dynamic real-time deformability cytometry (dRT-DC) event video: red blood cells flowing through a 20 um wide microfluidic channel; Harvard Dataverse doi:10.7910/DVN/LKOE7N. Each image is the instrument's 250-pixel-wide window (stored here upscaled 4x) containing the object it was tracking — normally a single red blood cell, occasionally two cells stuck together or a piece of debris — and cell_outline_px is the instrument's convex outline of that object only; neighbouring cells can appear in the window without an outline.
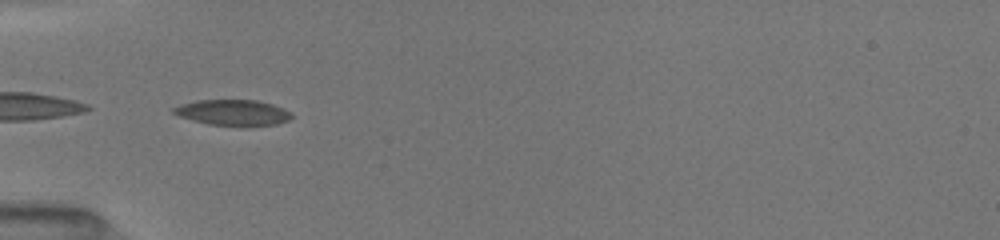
{"species": "common noctule bat (a hibernating species)", "species_latin": "Nyctalus noctula", "temperature_condition": "room temperature", "stored_images_in_passage": 25, "camera_frame_rate_fps": 3000, "um_per_image_px": 0.085, "animal": {"sex": "female", "body_mass_g": 19.5, "forearm_length_mm": 54.1}, "frame": {"image": 1, "passage_image": 1, "time_ms": 0.0, "image_size_px": [1000, 240], "cell_outline_px": [[292, 116], [288, 120], [276, 124], [248, 128], [244, 128], [208, 124], [192, 120], [180, 116], [172, 112], [172, 108], [180, 104], [196, 100], [256, 100], [272, 104], [284, 108], [292, 112]], "centroid_in_image_um": [19.83, 9.59], "position_along_channel_um": 65.2, "area_um2": 18.26}}
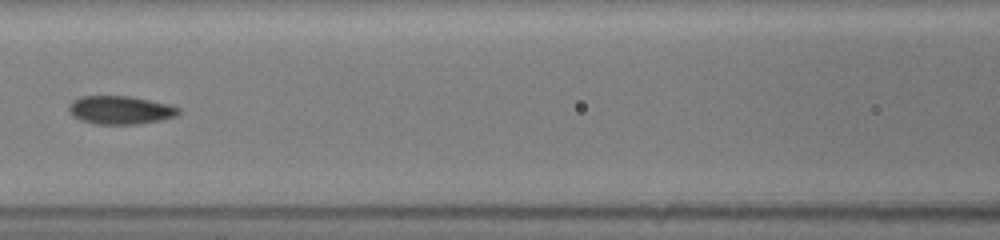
{"frame": {"image": 2, "passage_image": 6, "time_ms": 2.333, "image_size_px": [1000, 240], "cell_outline_px": [[180, 112], [176, 116], [160, 120], [136, 124], [92, 124], [80, 120], [72, 116], [68, 108], [68, 104], [72, 100], [80, 96], [128, 96], [172, 104], [180, 108]], "centroid_in_image_um": [10.21, 9.35], "position_along_channel_um": 156.4, "area_um2": 18.32}}
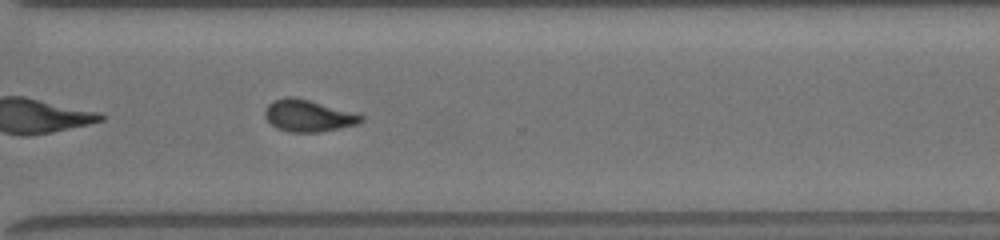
{"frame": {"image": 3, "passage_image": 18, "time_ms": 7.0, "image_size_px": [1000, 240], "cell_outline_px": [[364, 120], [356, 124], [340, 128], [316, 132], [292, 132], [276, 128], [264, 116], [264, 108], [272, 100], [284, 96], [296, 96], [352, 112], [364, 116]], "centroid_in_image_um": [26.15, 9.81], "position_along_channel_um": 344.5, "area_um2": 17.86}, "authors_computed_cell_mechanics": {"area_um2": 17.8602, "velocity_mm_per_s": 4.0445, "shape_relaxation_time_tau1_ms": 4.9985, "shape_relaxation_time_tau2_ms": 1.9942, "deformation_change_tau1": 0.1552, "deformation_change_tau2": 0.0729}}